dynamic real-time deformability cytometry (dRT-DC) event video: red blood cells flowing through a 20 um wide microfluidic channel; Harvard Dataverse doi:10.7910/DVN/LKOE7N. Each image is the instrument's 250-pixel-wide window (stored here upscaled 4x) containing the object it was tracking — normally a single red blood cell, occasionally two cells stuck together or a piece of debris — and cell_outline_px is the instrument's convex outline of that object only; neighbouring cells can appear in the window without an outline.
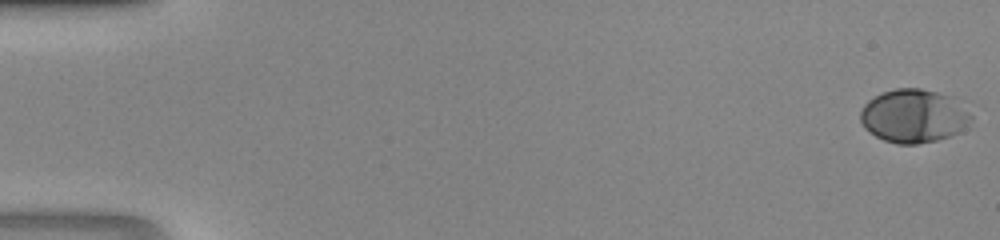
{"species": "human", "species_latin": "Homo sapiens", "temperature_condition": "room temperature", "stored_images_in_passage": 47, "camera_frame_rate_fps": 3000, "um_per_image_px": 0.085, "donor": {"sex": "male"}, "frame": {"image": 1, "passage_image": 1, "time_ms": 0.0, "image_size_px": [1000, 240], "cell_outline_px": [[972, 120], [960, 132], [936, 140], [916, 144], [896, 144], [884, 140], [876, 136], [864, 128], [860, 120], [860, 112], [864, 104], [868, 100], [884, 92], [896, 88], [920, 88], [952, 96], [972, 116]], "centroid_in_image_um": [77.65, 9.86], "position_along_channel_um": 7.4, "area_um2": 34.33}}
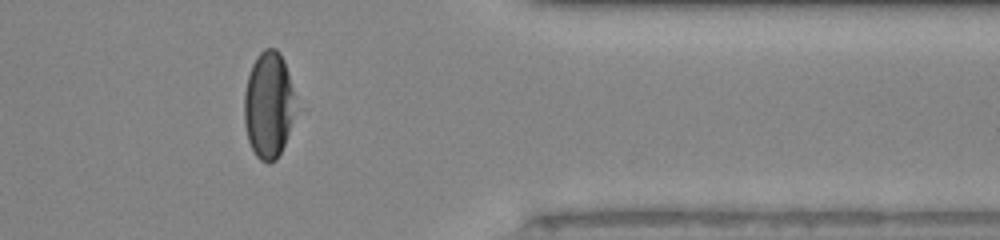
{"frame": {"image": 2, "passage_image": 39, "time_ms": 12.667, "image_size_px": [1000, 240], "cell_outline_px": [[292, 116], [288, 132], [284, 144], [276, 160], [268, 164], [260, 160], [256, 156], [248, 140], [244, 124], [244, 92], [248, 76], [252, 64], [256, 56], [264, 48], [276, 48], [280, 52], [284, 60], [292, 92]], "centroid_in_image_um": [22.76, 8.92], "position_along_channel_um": 388.6, "area_um2": 31.21}}
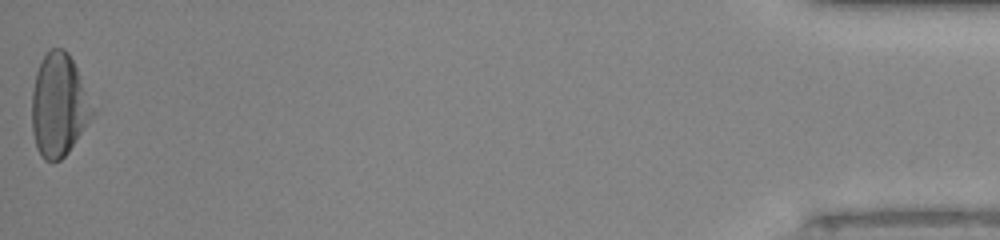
{"frame": {"image": 3, "passage_image": 47, "time_ms": 15.333, "image_size_px": [1000, 240], "cell_outline_px": [[96, 112], [68, 152], [60, 160], [44, 160], [40, 156], [36, 148], [32, 132], [32, 92], [36, 72], [48, 48], [64, 48], [68, 52], [80, 76]], "centroid_in_image_um": [4.99, 8.95], "position_along_channel_um": 430.2, "area_um2": 36.24}}